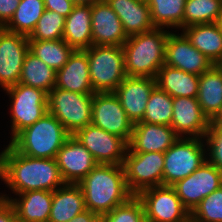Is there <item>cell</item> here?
<instances>
[{
	"label": "cell",
	"instance_id": "25",
	"mask_svg": "<svg viewBox=\"0 0 222 222\" xmlns=\"http://www.w3.org/2000/svg\"><path fill=\"white\" fill-rule=\"evenodd\" d=\"M182 30L191 44L214 65L222 61V28L218 22L192 25Z\"/></svg>",
	"mask_w": 222,
	"mask_h": 222
},
{
	"label": "cell",
	"instance_id": "20",
	"mask_svg": "<svg viewBox=\"0 0 222 222\" xmlns=\"http://www.w3.org/2000/svg\"><path fill=\"white\" fill-rule=\"evenodd\" d=\"M178 138L171 126L138 122L133 124L128 148L132 152L165 153Z\"/></svg>",
	"mask_w": 222,
	"mask_h": 222
},
{
	"label": "cell",
	"instance_id": "4",
	"mask_svg": "<svg viewBox=\"0 0 222 222\" xmlns=\"http://www.w3.org/2000/svg\"><path fill=\"white\" fill-rule=\"evenodd\" d=\"M71 134L49 112L20 131L9 145L23 155L34 158H56L57 152Z\"/></svg>",
	"mask_w": 222,
	"mask_h": 222
},
{
	"label": "cell",
	"instance_id": "2",
	"mask_svg": "<svg viewBox=\"0 0 222 222\" xmlns=\"http://www.w3.org/2000/svg\"><path fill=\"white\" fill-rule=\"evenodd\" d=\"M78 185L85 197L86 208L93 213L107 214L133 196L122 165L97 164Z\"/></svg>",
	"mask_w": 222,
	"mask_h": 222
},
{
	"label": "cell",
	"instance_id": "37",
	"mask_svg": "<svg viewBox=\"0 0 222 222\" xmlns=\"http://www.w3.org/2000/svg\"><path fill=\"white\" fill-rule=\"evenodd\" d=\"M107 222H146L143 202L133 195L126 203L106 214Z\"/></svg>",
	"mask_w": 222,
	"mask_h": 222
},
{
	"label": "cell",
	"instance_id": "13",
	"mask_svg": "<svg viewBox=\"0 0 222 222\" xmlns=\"http://www.w3.org/2000/svg\"><path fill=\"white\" fill-rule=\"evenodd\" d=\"M221 186L222 171L207 160L188 177L172 185L190 213L205 197Z\"/></svg>",
	"mask_w": 222,
	"mask_h": 222
},
{
	"label": "cell",
	"instance_id": "10",
	"mask_svg": "<svg viewBox=\"0 0 222 222\" xmlns=\"http://www.w3.org/2000/svg\"><path fill=\"white\" fill-rule=\"evenodd\" d=\"M137 197L143 202L146 222H188L191 213L183 205L172 186H156L142 190Z\"/></svg>",
	"mask_w": 222,
	"mask_h": 222
},
{
	"label": "cell",
	"instance_id": "26",
	"mask_svg": "<svg viewBox=\"0 0 222 222\" xmlns=\"http://www.w3.org/2000/svg\"><path fill=\"white\" fill-rule=\"evenodd\" d=\"M75 50H84L93 45L91 28V5H75L66 17L62 38Z\"/></svg>",
	"mask_w": 222,
	"mask_h": 222
},
{
	"label": "cell",
	"instance_id": "30",
	"mask_svg": "<svg viewBox=\"0 0 222 222\" xmlns=\"http://www.w3.org/2000/svg\"><path fill=\"white\" fill-rule=\"evenodd\" d=\"M74 50L63 39L29 40V51L55 71L66 64Z\"/></svg>",
	"mask_w": 222,
	"mask_h": 222
},
{
	"label": "cell",
	"instance_id": "17",
	"mask_svg": "<svg viewBox=\"0 0 222 222\" xmlns=\"http://www.w3.org/2000/svg\"><path fill=\"white\" fill-rule=\"evenodd\" d=\"M55 159L63 181L72 184H78L98 164L73 135L59 149Z\"/></svg>",
	"mask_w": 222,
	"mask_h": 222
},
{
	"label": "cell",
	"instance_id": "12",
	"mask_svg": "<svg viewBox=\"0 0 222 222\" xmlns=\"http://www.w3.org/2000/svg\"><path fill=\"white\" fill-rule=\"evenodd\" d=\"M91 124L123 138L127 143L131 139L133 123L114 92L93 94Z\"/></svg>",
	"mask_w": 222,
	"mask_h": 222
},
{
	"label": "cell",
	"instance_id": "40",
	"mask_svg": "<svg viewBox=\"0 0 222 222\" xmlns=\"http://www.w3.org/2000/svg\"><path fill=\"white\" fill-rule=\"evenodd\" d=\"M21 0H0V23L6 25L12 18Z\"/></svg>",
	"mask_w": 222,
	"mask_h": 222
},
{
	"label": "cell",
	"instance_id": "27",
	"mask_svg": "<svg viewBox=\"0 0 222 222\" xmlns=\"http://www.w3.org/2000/svg\"><path fill=\"white\" fill-rule=\"evenodd\" d=\"M156 85L162 91L174 97L198 96L200 76L183 70L163 65L157 73Z\"/></svg>",
	"mask_w": 222,
	"mask_h": 222
},
{
	"label": "cell",
	"instance_id": "49",
	"mask_svg": "<svg viewBox=\"0 0 222 222\" xmlns=\"http://www.w3.org/2000/svg\"><path fill=\"white\" fill-rule=\"evenodd\" d=\"M218 66L222 69V61L218 64Z\"/></svg>",
	"mask_w": 222,
	"mask_h": 222
},
{
	"label": "cell",
	"instance_id": "14",
	"mask_svg": "<svg viewBox=\"0 0 222 222\" xmlns=\"http://www.w3.org/2000/svg\"><path fill=\"white\" fill-rule=\"evenodd\" d=\"M180 34L169 31L164 64L201 76L210 70L214 64L191 44L183 32Z\"/></svg>",
	"mask_w": 222,
	"mask_h": 222
},
{
	"label": "cell",
	"instance_id": "29",
	"mask_svg": "<svg viewBox=\"0 0 222 222\" xmlns=\"http://www.w3.org/2000/svg\"><path fill=\"white\" fill-rule=\"evenodd\" d=\"M18 83L41 89L48 94L55 87L56 71L28 51Z\"/></svg>",
	"mask_w": 222,
	"mask_h": 222
},
{
	"label": "cell",
	"instance_id": "5",
	"mask_svg": "<svg viewBox=\"0 0 222 222\" xmlns=\"http://www.w3.org/2000/svg\"><path fill=\"white\" fill-rule=\"evenodd\" d=\"M84 50L94 92H114L127 77L123 46L92 45Z\"/></svg>",
	"mask_w": 222,
	"mask_h": 222
},
{
	"label": "cell",
	"instance_id": "9",
	"mask_svg": "<svg viewBox=\"0 0 222 222\" xmlns=\"http://www.w3.org/2000/svg\"><path fill=\"white\" fill-rule=\"evenodd\" d=\"M122 166L127 187L133 195L163 185V152H132L128 148Z\"/></svg>",
	"mask_w": 222,
	"mask_h": 222
},
{
	"label": "cell",
	"instance_id": "42",
	"mask_svg": "<svg viewBox=\"0 0 222 222\" xmlns=\"http://www.w3.org/2000/svg\"><path fill=\"white\" fill-rule=\"evenodd\" d=\"M95 213L89 211L86 209L85 211L81 212L74 218L70 220V222H89V219L94 215Z\"/></svg>",
	"mask_w": 222,
	"mask_h": 222
},
{
	"label": "cell",
	"instance_id": "41",
	"mask_svg": "<svg viewBox=\"0 0 222 222\" xmlns=\"http://www.w3.org/2000/svg\"><path fill=\"white\" fill-rule=\"evenodd\" d=\"M0 222H22L15 213L12 204L0 198Z\"/></svg>",
	"mask_w": 222,
	"mask_h": 222
},
{
	"label": "cell",
	"instance_id": "1",
	"mask_svg": "<svg viewBox=\"0 0 222 222\" xmlns=\"http://www.w3.org/2000/svg\"><path fill=\"white\" fill-rule=\"evenodd\" d=\"M2 180L15 195L34 190L55 191L65 184L55 158L23 155L9 144L3 153Z\"/></svg>",
	"mask_w": 222,
	"mask_h": 222
},
{
	"label": "cell",
	"instance_id": "44",
	"mask_svg": "<svg viewBox=\"0 0 222 222\" xmlns=\"http://www.w3.org/2000/svg\"><path fill=\"white\" fill-rule=\"evenodd\" d=\"M89 222H107L106 214L95 213L90 219Z\"/></svg>",
	"mask_w": 222,
	"mask_h": 222
},
{
	"label": "cell",
	"instance_id": "21",
	"mask_svg": "<svg viewBox=\"0 0 222 222\" xmlns=\"http://www.w3.org/2000/svg\"><path fill=\"white\" fill-rule=\"evenodd\" d=\"M55 87L80 94L95 93L91 86L85 50H74L66 64L56 71Z\"/></svg>",
	"mask_w": 222,
	"mask_h": 222
},
{
	"label": "cell",
	"instance_id": "15",
	"mask_svg": "<svg viewBox=\"0 0 222 222\" xmlns=\"http://www.w3.org/2000/svg\"><path fill=\"white\" fill-rule=\"evenodd\" d=\"M28 51V36L6 29L0 35V86L3 90L19 82Z\"/></svg>",
	"mask_w": 222,
	"mask_h": 222
},
{
	"label": "cell",
	"instance_id": "39",
	"mask_svg": "<svg viewBox=\"0 0 222 222\" xmlns=\"http://www.w3.org/2000/svg\"><path fill=\"white\" fill-rule=\"evenodd\" d=\"M44 6L46 10L55 11L66 18L75 4L71 0H44Z\"/></svg>",
	"mask_w": 222,
	"mask_h": 222
},
{
	"label": "cell",
	"instance_id": "38",
	"mask_svg": "<svg viewBox=\"0 0 222 222\" xmlns=\"http://www.w3.org/2000/svg\"><path fill=\"white\" fill-rule=\"evenodd\" d=\"M203 139L206 141V150L208 151L206 153L207 161L222 171V128L210 125Z\"/></svg>",
	"mask_w": 222,
	"mask_h": 222
},
{
	"label": "cell",
	"instance_id": "48",
	"mask_svg": "<svg viewBox=\"0 0 222 222\" xmlns=\"http://www.w3.org/2000/svg\"><path fill=\"white\" fill-rule=\"evenodd\" d=\"M218 23L220 24V26H221V28H222V16L220 17V20H219Z\"/></svg>",
	"mask_w": 222,
	"mask_h": 222
},
{
	"label": "cell",
	"instance_id": "33",
	"mask_svg": "<svg viewBox=\"0 0 222 222\" xmlns=\"http://www.w3.org/2000/svg\"><path fill=\"white\" fill-rule=\"evenodd\" d=\"M222 16V0H186L183 28L197 24L219 22Z\"/></svg>",
	"mask_w": 222,
	"mask_h": 222
},
{
	"label": "cell",
	"instance_id": "16",
	"mask_svg": "<svg viewBox=\"0 0 222 222\" xmlns=\"http://www.w3.org/2000/svg\"><path fill=\"white\" fill-rule=\"evenodd\" d=\"M172 107L171 127L179 137H205L211 121L203 113L197 97H174Z\"/></svg>",
	"mask_w": 222,
	"mask_h": 222
},
{
	"label": "cell",
	"instance_id": "7",
	"mask_svg": "<svg viewBox=\"0 0 222 222\" xmlns=\"http://www.w3.org/2000/svg\"><path fill=\"white\" fill-rule=\"evenodd\" d=\"M93 94H80L54 87L48 93V112L73 135L91 124Z\"/></svg>",
	"mask_w": 222,
	"mask_h": 222
},
{
	"label": "cell",
	"instance_id": "47",
	"mask_svg": "<svg viewBox=\"0 0 222 222\" xmlns=\"http://www.w3.org/2000/svg\"><path fill=\"white\" fill-rule=\"evenodd\" d=\"M4 30H5V25L0 23V35L3 33Z\"/></svg>",
	"mask_w": 222,
	"mask_h": 222
},
{
	"label": "cell",
	"instance_id": "46",
	"mask_svg": "<svg viewBox=\"0 0 222 222\" xmlns=\"http://www.w3.org/2000/svg\"><path fill=\"white\" fill-rule=\"evenodd\" d=\"M3 153H4V150L0 153V179H2Z\"/></svg>",
	"mask_w": 222,
	"mask_h": 222
},
{
	"label": "cell",
	"instance_id": "34",
	"mask_svg": "<svg viewBox=\"0 0 222 222\" xmlns=\"http://www.w3.org/2000/svg\"><path fill=\"white\" fill-rule=\"evenodd\" d=\"M172 106L173 98L156 87L148 99L141 122L171 126L173 117Z\"/></svg>",
	"mask_w": 222,
	"mask_h": 222
},
{
	"label": "cell",
	"instance_id": "35",
	"mask_svg": "<svg viewBox=\"0 0 222 222\" xmlns=\"http://www.w3.org/2000/svg\"><path fill=\"white\" fill-rule=\"evenodd\" d=\"M66 18L55 11L44 10L28 40H59L63 38Z\"/></svg>",
	"mask_w": 222,
	"mask_h": 222
},
{
	"label": "cell",
	"instance_id": "31",
	"mask_svg": "<svg viewBox=\"0 0 222 222\" xmlns=\"http://www.w3.org/2000/svg\"><path fill=\"white\" fill-rule=\"evenodd\" d=\"M155 28L183 29V14L186 0H146Z\"/></svg>",
	"mask_w": 222,
	"mask_h": 222
},
{
	"label": "cell",
	"instance_id": "24",
	"mask_svg": "<svg viewBox=\"0 0 222 222\" xmlns=\"http://www.w3.org/2000/svg\"><path fill=\"white\" fill-rule=\"evenodd\" d=\"M85 197L78 184L65 183L53 191L51 213L48 222H70L85 211Z\"/></svg>",
	"mask_w": 222,
	"mask_h": 222
},
{
	"label": "cell",
	"instance_id": "18",
	"mask_svg": "<svg viewBox=\"0 0 222 222\" xmlns=\"http://www.w3.org/2000/svg\"><path fill=\"white\" fill-rule=\"evenodd\" d=\"M156 87L155 78L132 76H127L117 86L114 93L133 124L142 121L148 99Z\"/></svg>",
	"mask_w": 222,
	"mask_h": 222
},
{
	"label": "cell",
	"instance_id": "45",
	"mask_svg": "<svg viewBox=\"0 0 222 222\" xmlns=\"http://www.w3.org/2000/svg\"><path fill=\"white\" fill-rule=\"evenodd\" d=\"M75 5H93L104 0H71Z\"/></svg>",
	"mask_w": 222,
	"mask_h": 222
},
{
	"label": "cell",
	"instance_id": "6",
	"mask_svg": "<svg viewBox=\"0 0 222 222\" xmlns=\"http://www.w3.org/2000/svg\"><path fill=\"white\" fill-rule=\"evenodd\" d=\"M202 138L179 137L164 153L163 185L172 186L197 170L206 160Z\"/></svg>",
	"mask_w": 222,
	"mask_h": 222
},
{
	"label": "cell",
	"instance_id": "3",
	"mask_svg": "<svg viewBox=\"0 0 222 222\" xmlns=\"http://www.w3.org/2000/svg\"><path fill=\"white\" fill-rule=\"evenodd\" d=\"M168 34L165 28H155L128 37L123 44L126 75L156 78L164 65Z\"/></svg>",
	"mask_w": 222,
	"mask_h": 222
},
{
	"label": "cell",
	"instance_id": "19",
	"mask_svg": "<svg viewBox=\"0 0 222 222\" xmlns=\"http://www.w3.org/2000/svg\"><path fill=\"white\" fill-rule=\"evenodd\" d=\"M93 45L123 46L128 39L118 15L106 1L91 6Z\"/></svg>",
	"mask_w": 222,
	"mask_h": 222
},
{
	"label": "cell",
	"instance_id": "22",
	"mask_svg": "<svg viewBox=\"0 0 222 222\" xmlns=\"http://www.w3.org/2000/svg\"><path fill=\"white\" fill-rule=\"evenodd\" d=\"M118 15L127 37L155 29L146 0H105Z\"/></svg>",
	"mask_w": 222,
	"mask_h": 222
},
{
	"label": "cell",
	"instance_id": "23",
	"mask_svg": "<svg viewBox=\"0 0 222 222\" xmlns=\"http://www.w3.org/2000/svg\"><path fill=\"white\" fill-rule=\"evenodd\" d=\"M19 198H13L6 194L1 195L0 198L8 200L16 213V216L22 222H48L53 191L34 190L16 194Z\"/></svg>",
	"mask_w": 222,
	"mask_h": 222
},
{
	"label": "cell",
	"instance_id": "11",
	"mask_svg": "<svg viewBox=\"0 0 222 222\" xmlns=\"http://www.w3.org/2000/svg\"><path fill=\"white\" fill-rule=\"evenodd\" d=\"M73 136L92 154L98 164L122 165L128 143L121 137L89 124Z\"/></svg>",
	"mask_w": 222,
	"mask_h": 222
},
{
	"label": "cell",
	"instance_id": "28",
	"mask_svg": "<svg viewBox=\"0 0 222 222\" xmlns=\"http://www.w3.org/2000/svg\"><path fill=\"white\" fill-rule=\"evenodd\" d=\"M197 100L203 113L212 121L222 108V69L214 65L199 79Z\"/></svg>",
	"mask_w": 222,
	"mask_h": 222
},
{
	"label": "cell",
	"instance_id": "32",
	"mask_svg": "<svg viewBox=\"0 0 222 222\" xmlns=\"http://www.w3.org/2000/svg\"><path fill=\"white\" fill-rule=\"evenodd\" d=\"M44 10V0H21L12 18L5 25V29L29 36Z\"/></svg>",
	"mask_w": 222,
	"mask_h": 222
},
{
	"label": "cell",
	"instance_id": "8",
	"mask_svg": "<svg viewBox=\"0 0 222 222\" xmlns=\"http://www.w3.org/2000/svg\"><path fill=\"white\" fill-rule=\"evenodd\" d=\"M11 100V140L48 112V94L41 89L17 83L4 89Z\"/></svg>",
	"mask_w": 222,
	"mask_h": 222
},
{
	"label": "cell",
	"instance_id": "36",
	"mask_svg": "<svg viewBox=\"0 0 222 222\" xmlns=\"http://www.w3.org/2000/svg\"><path fill=\"white\" fill-rule=\"evenodd\" d=\"M192 222H222V186L205 197L191 212Z\"/></svg>",
	"mask_w": 222,
	"mask_h": 222
},
{
	"label": "cell",
	"instance_id": "43",
	"mask_svg": "<svg viewBox=\"0 0 222 222\" xmlns=\"http://www.w3.org/2000/svg\"><path fill=\"white\" fill-rule=\"evenodd\" d=\"M211 125L216 128H222V108L220 112L215 116V118L211 121Z\"/></svg>",
	"mask_w": 222,
	"mask_h": 222
}]
</instances>
